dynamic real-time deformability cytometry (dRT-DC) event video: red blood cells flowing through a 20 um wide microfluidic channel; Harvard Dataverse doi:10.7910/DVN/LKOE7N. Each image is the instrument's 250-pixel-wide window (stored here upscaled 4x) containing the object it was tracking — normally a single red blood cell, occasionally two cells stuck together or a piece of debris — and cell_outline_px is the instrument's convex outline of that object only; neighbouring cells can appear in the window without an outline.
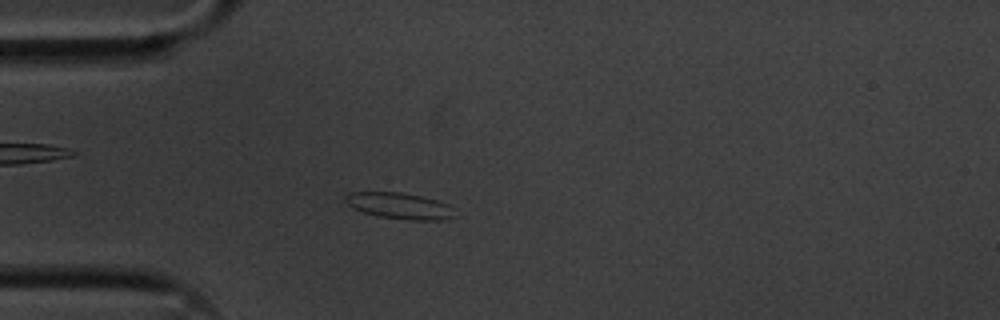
{"species": "common noctule bat (a hibernating species)", "species_latin": "Nyctalus noctula", "temperature_condition": "cold", "stored_images_in_passage": 55, "camera_frame_rate_fps": 3000, "um_per_image_px": 0.085, "animal": {"sex": "male", "body_mass_g": 20.1, "forearm_length_mm": 53.5}, "frame": {"image": 1, "passage_image": 15, "time_ms": 4.667, "image_size_px": [1000, 320], "cell_outline_px": [[456, 216], [448, 220], [408, 220], [380, 216], [364, 212], [352, 208], [344, 200], [344, 196], [348, 192], [400, 192], [420, 196], [436, 200], [448, 204], [452, 208]], "centroid_in_image_um": [33.97, 17.5], "position_along_channel_um": 51.0, "area_um2": 16.76}}
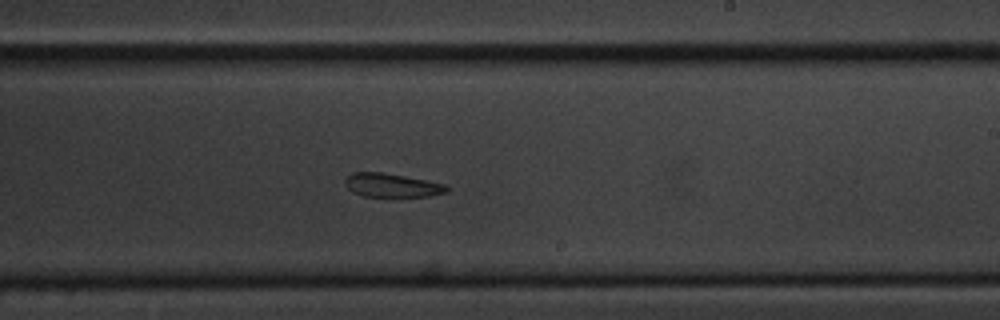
{"frame": {"image": 2, "passage_image": 33, "time_ms": 10.667, "image_size_px": [1000, 320], "cell_outline_px": [[448, 192], [428, 196], [392, 200], [364, 196], [348, 188], [344, 184], [344, 180], [352, 172], [380, 172], [428, 180], [448, 184]], "centroid_in_image_um": [33.36, 15.8], "position_along_channel_um": 255.6, "area_um2": 14.85}}
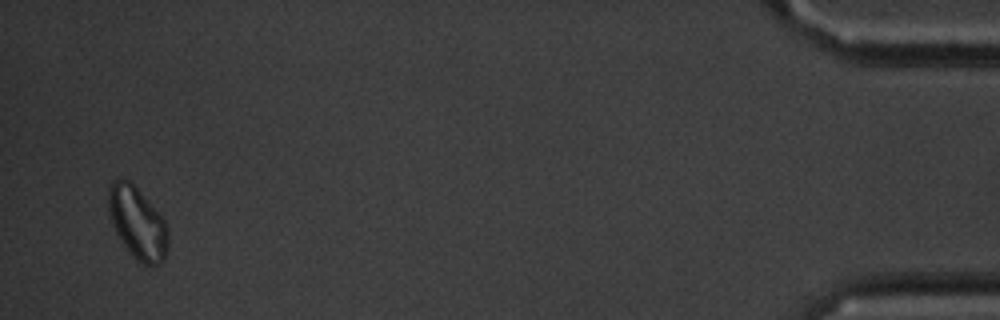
{"frame": {"image": 3, "passage_image": 54, "time_ms": 17.667, "image_size_px": [1000, 320], "cell_outline_px": [[168, 244], [164, 260], [160, 264], [144, 264], [136, 260], [120, 240], [112, 224], [108, 212], [108, 188], [112, 180], [128, 180], [136, 188], [164, 220], [168, 232]], "centroid_in_image_um": [11.66, 18.97], "position_along_channel_um": 423.5, "area_um2": 24.57}, "authors_computed_cell_mechanics": {"area_um2": 16.762, "velocity_mm_per_s": 3.5713, "shape_relaxation_time_tau1_ms": 9.2877, "shape_relaxation_time_tau2_ms": null, "deformation_change_tau1": 0.1065, "deformation_change_tau2": null}}